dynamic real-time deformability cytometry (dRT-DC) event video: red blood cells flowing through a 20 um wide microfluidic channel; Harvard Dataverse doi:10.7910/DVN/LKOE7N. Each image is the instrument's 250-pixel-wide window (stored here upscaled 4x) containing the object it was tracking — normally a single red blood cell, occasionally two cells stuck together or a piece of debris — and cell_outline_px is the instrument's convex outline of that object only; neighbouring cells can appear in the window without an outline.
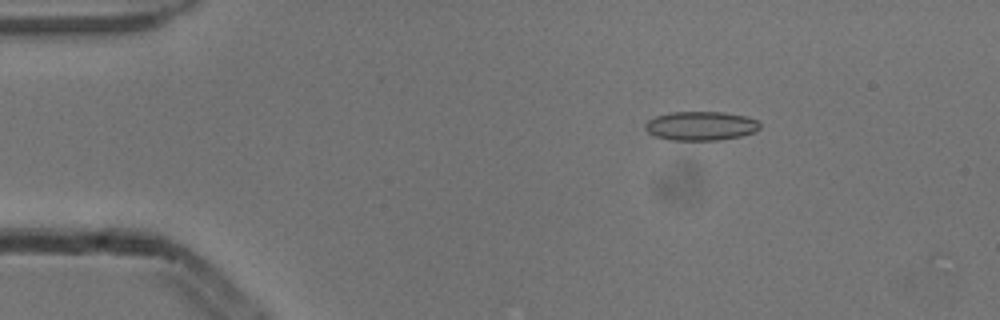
{"species": "common noctule bat (a hibernating species)", "species_latin": "Nyctalus noctula", "temperature_condition": "cold", "stored_images_in_passage": 7, "camera_frame_rate_fps": 3000, "um_per_image_px": 0.085, "animal": {"sex": "male", "body_mass_g": 13.3}, "frame": {"image": 1, "passage_image": 2, "time_ms": 0.333, "image_size_px": [1000, 320], "cell_outline_px": [[760, 128], [756, 132], [740, 136], [720, 140], [668, 140], [656, 136], [648, 132], [644, 128], [644, 124], [648, 120], [656, 116], [668, 112], [724, 112], [744, 116], [756, 120], [760, 124]], "centroid_in_image_um": [59.55, 10.7], "position_along_channel_um": 25.5, "area_um2": 19.48}}
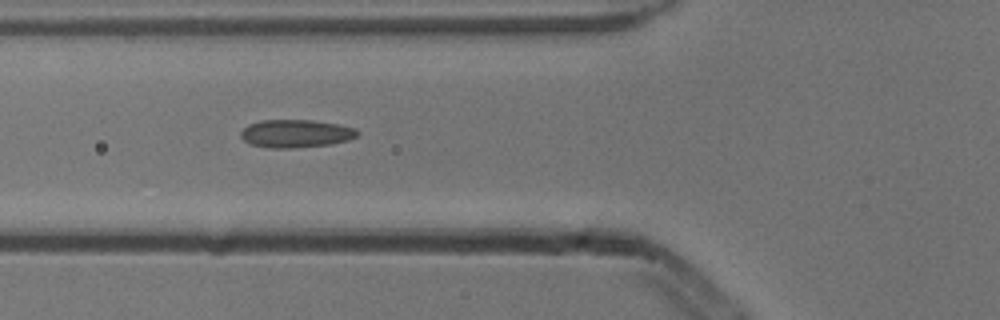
{"frame": {"image": 2, "passage_image": 5, "time_ms": 1.333, "image_size_px": [1000, 320], "cell_outline_px": [[360, 132], [356, 136], [348, 140], [328, 144], [292, 148], [272, 148], [252, 144], [244, 140], [240, 136], [240, 132], [248, 124], [260, 120], [312, 120], [336, 124], [352, 128]], "centroid_in_image_um": [25.1, 11.34], "position_along_channel_um": 100.7, "area_um2": 18.73}}
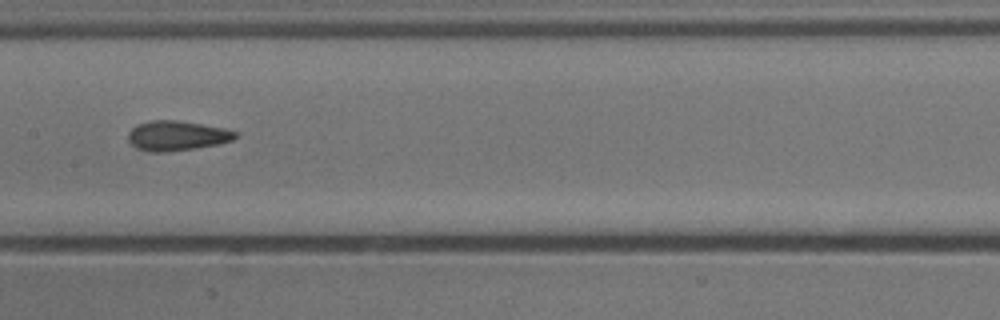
{"frame": {"image": 3, "passage_image": 7, "time_ms": 2.0, "image_size_px": [1000, 320], "cell_outline_px": [[240, 136], [232, 140], [216, 144], [196, 148], [164, 152], [148, 152], [136, 148], [128, 140], [128, 132], [136, 124], [152, 120], [176, 120], [224, 128], [240, 132]], "centroid_in_image_um": [15.04, 11.53], "position_along_channel_um": 192.4, "area_um2": 18.73}}